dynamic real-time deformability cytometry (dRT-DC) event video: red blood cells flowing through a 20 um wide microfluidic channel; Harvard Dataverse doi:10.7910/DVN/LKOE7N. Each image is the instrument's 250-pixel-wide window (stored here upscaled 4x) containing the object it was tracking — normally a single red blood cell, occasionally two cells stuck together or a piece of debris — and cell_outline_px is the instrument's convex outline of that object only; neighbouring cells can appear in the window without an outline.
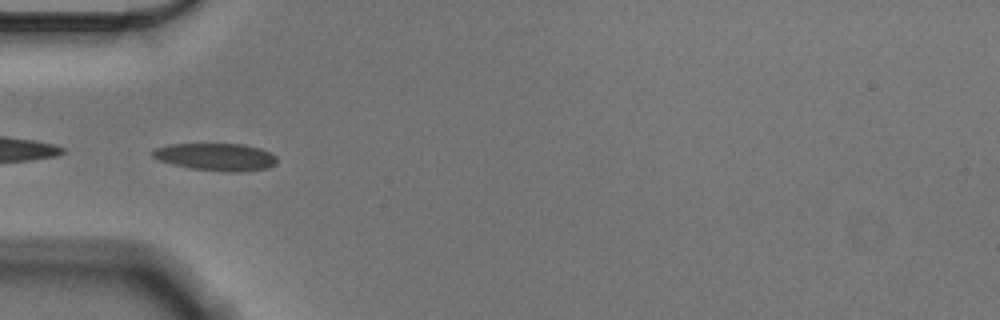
{"species": "Egyptian fruit bat (a non-hibernating species)", "species_latin": "Rousettus aegyptiacus", "temperature_condition": "cold", "stored_images_in_passage": 39, "camera_frame_rate_fps": 3000, "um_per_image_px": 0.085, "animal": {"sex": "male"}, "frame": {"image": 1, "passage_image": 1, "time_ms": 0.0, "image_size_px": [1000, 320], "cell_outline_px": [[276, 164], [268, 168], [240, 172], [224, 172], [192, 168], [172, 164], [160, 160], [152, 156], [152, 148], [172, 144], [244, 144], [260, 148], [276, 156]], "centroid_in_image_um": [18.36, 13.34], "position_along_channel_um": 66.6, "area_um2": 19.88}}
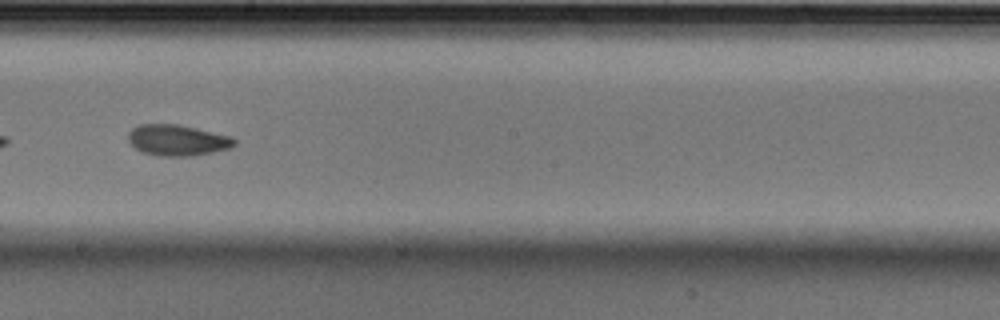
{"frame": {"image": 2, "passage_image": 15, "time_ms": 4.667, "image_size_px": [1000, 320], "cell_outline_px": [[236, 144], [228, 148], [212, 152], [192, 156], [156, 156], [144, 152], [136, 148], [128, 140], [128, 132], [132, 128], [140, 124], [176, 124], [196, 128], [232, 136], [236, 140]], "centroid_in_image_um": [15.08, 11.91], "position_along_channel_um": 233.1, "area_um2": 19.13}}
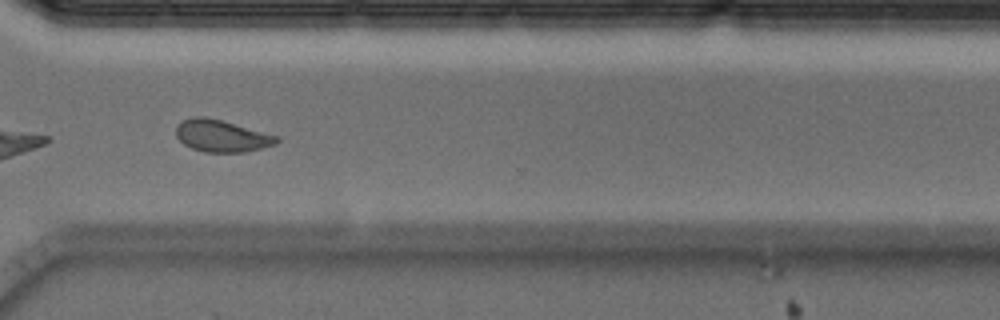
{"frame": {"image": 3, "passage_image": 25, "time_ms": 8.0, "image_size_px": [1000, 320], "cell_outline_px": [[280, 140], [276, 144], [244, 152], [204, 152], [192, 148], [184, 144], [176, 136], [176, 124], [180, 120], [192, 116], [204, 116], [220, 120], [280, 136]], "centroid_in_image_um": [18.81, 11.54], "position_along_channel_um": 351.8, "area_um2": 18.84}, "authors_computed_cell_mechanics": {"area_um2": 19.0162, "velocity_mm_per_s": 3.5661, "shape_relaxation_time_tau1_ms": 6.4215, "shape_relaxation_time_tau2_ms": 2.1733, "deformation_change_tau1": 0.1419, "deformation_change_tau2": 0.0746}}